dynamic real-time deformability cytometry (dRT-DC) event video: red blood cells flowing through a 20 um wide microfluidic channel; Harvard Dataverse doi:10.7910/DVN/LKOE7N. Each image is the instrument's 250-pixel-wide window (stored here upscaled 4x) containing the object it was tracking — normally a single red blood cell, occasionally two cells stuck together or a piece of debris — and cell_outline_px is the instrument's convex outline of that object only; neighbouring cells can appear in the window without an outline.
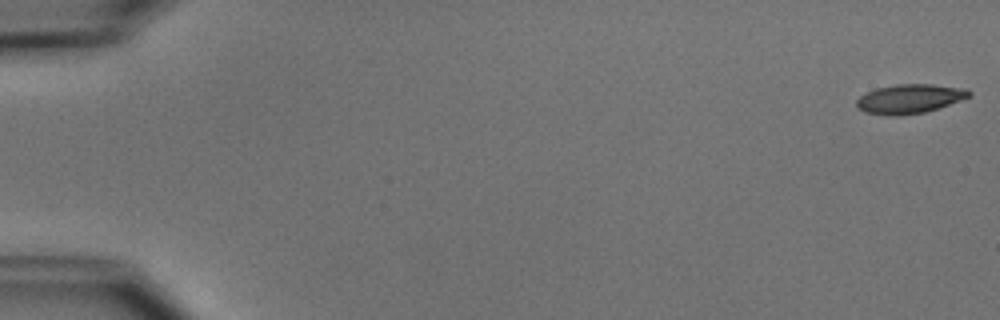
{"species": "common noctule bat (a hibernating species)", "species_latin": "Nyctalus noctula", "temperature_condition": "cold", "stored_images_in_passage": 6, "camera_frame_rate_fps": 3000, "um_per_image_px": 0.085, "animal": {"sex": "male", "body_mass_g": 15.6}, "frame": {"image": 1, "passage_image": 1, "time_ms": 0.0, "image_size_px": [1000, 320], "cell_outline_px": [[972, 96], [924, 112], [900, 116], [892, 116], [864, 112], [856, 104], [856, 100], [860, 96], [876, 88], [896, 84], [932, 84], [968, 88], [972, 92]], "centroid_in_image_um": [77.34, 8.39], "position_along_channel_um": 7.7, "area_um2": 19.13}}
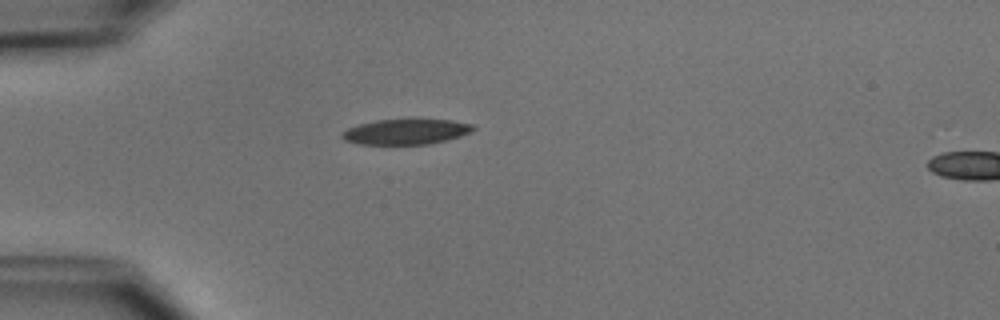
{"frame": {"image": 2, "passage_image": 5, "time_ms": 4.667, "image_size_px": [1000, 320], "cell_outline_px": [[476, 128], [460, 136], [448, 140], [428, 144], [360, 144], [344, 140], [340, 136], [348, 128], [360, 124], [376, 120], [412, 116], [452, 120], [472, 124]], "centroid_in_image_um": [34.54, 11.14], "position_along_channel_um": 50.5, "area_um2": 20.17}}